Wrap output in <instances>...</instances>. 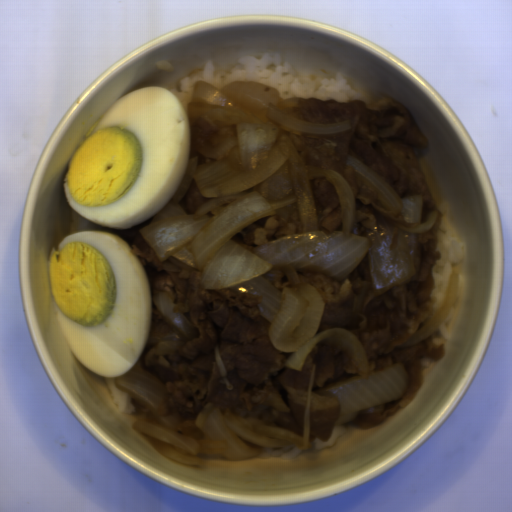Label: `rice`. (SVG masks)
Returning a JSON list of instances; mask_svg holds the SVG:
<instances>
[{"label":"rice","instance_id":"rice-1","mask_svg":"<svg viewBox=\"0 0 512 512\" xmlns=\"http://www.w3.org/2000/svg\"><path fill=\"white\" fill-rule=\"evenodd\" d=\"M200 80L215 85L219 90L235 81L254 80L275 87L284 99L316 97L346 103L362 101L369 106L377 103L358 92L343 72L334 77H303L278 53L265 54L262 58L245 56L229 71H219L213 61H208L202 69H196L189 77L180 80L178 87L169 90L187 112L195 84Z\"/></svg>","mask_w":512,"mask_h":512},{"label":"rice","instance_id":"rice-2","mask_svg":"<svg viewBox=\"0 0 512 512\" xmlns=\"http://www.w3.org/2000/svg\"><path fill=\"white\" fill-rule=\"evenodd\" d=\"M435 207L438 215L429 230L435 234L438 240L436 247L440 251L441 257L436 261L432 269V312L424 325L436 315L444 302L452 276L453 265L462 262L464 258V249L461 242L452 236L451 230L446 223V203L443 202Z\"/></svg>","mask_w":512,"mask_h":512},{"label":"rice","instance_id":"rice-3","mask_svg":"<svg viewBox=\"0 0 512 512\" xmlns=\"http://www.w3.org/2000/svg\"><path fill=\"white\" fill-rule=\"evenodd\" d=\"M115 379L104 378V383L121 413L132 414L134 407L126 391L119 390Z\"/></svg>","mask_w":512,"mask_h":512},{"label":"rice","instance_id":"rice-4","mask_svg":"<svg viewBox=\"0 0 512 512\" xmlns=\"http://www.w3.org/2000/svg\"><path fill=\"white\" fill-rule=\"evenodd\" d=\"M303 449L296 446L282 447H260L259 455L261 458L279 457L284 459H295L300 455Z\"/></svg>","mask_w":512,"mask_h":512},{"label":"rice","instance_id":"rice-5","mask_svg":"<svg viewBox=\"0 0 512 512\" xmlns=\"http://www.w3.org/2000/svg\"><path fill=\"white\" fill-rule=\"evenodd\" d=\"M347 428L341 423L337 426H332L331 436L328 441L326 442H320L315 439L314 446L315 449L318 451L323 448H330L332 446H335V439L337 436L341 435L342 433L346 432Z\"/></svg>","mask_w":512,"mask_h":512},{"label":"rice","instance_id":"rice-6","mask_svg":"<svg viewBox=\"0 0 512 512\" xmlns=\"http://www.w3.org/2000/svg\"><path fill=\"white\" fill-rule=\"evenodd\" d=\"M454 316L455 310L452 309L450 315L437 327V329L432 334L438 335L442 340H449L451 336L447 329V323L452 320Z\"/></svg>","mask_w":512,"mask_h":512},{"label":"rice","instance_id":"rice-7","mask_svg":"<svg viewBox=\"0 0 512 512\" xmlns=\"http://www.w3.org/2000/svg\"><path fill=\"white\" fill-rule=\"evenodd\" d=\"M155 66L157 69H160V70H163L166 72L175 71L174 66L170 62H168L167 60H164V59H159L158 61H156Z\"/></svg>","mask_w":512,"mask_h":512}]
</instances>
